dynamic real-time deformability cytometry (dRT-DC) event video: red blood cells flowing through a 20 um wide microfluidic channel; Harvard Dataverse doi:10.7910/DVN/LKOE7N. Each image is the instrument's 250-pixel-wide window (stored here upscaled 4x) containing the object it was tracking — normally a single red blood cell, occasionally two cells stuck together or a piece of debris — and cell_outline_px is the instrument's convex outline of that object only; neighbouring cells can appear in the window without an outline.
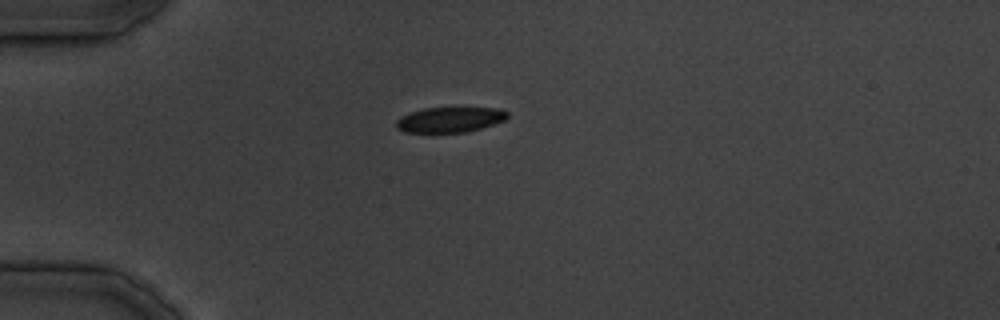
{"species": "common noctule bat (a hibernating species)", "species_latin": "Nyctalus noctula", "temperature_condition": "cold", "stored_images_in_passage": 14, "camera_frame_rate_fps": 3000, "um_per_image_px": 0.085, "animal": {"sex": "male", "body_mass_g": 19.5, "forearm_length_mm": 54.6}, "frame": {"image": 1, "passage_image": 1, "time_ms": 0.0, "image_size_px": [1000, 320], "cell_outline_px": [[508, 116], [504, 120], [468, 132], [404, 132], [396, 128], [396, 120], [400, 116], [408, 112], [424, 108], [456, 104], [500, 108], [508, 112]], "centroid_in_image_um": [38.25, 10.09], "position_along_channel_um": 46.7, "area_um2": 17.46}}
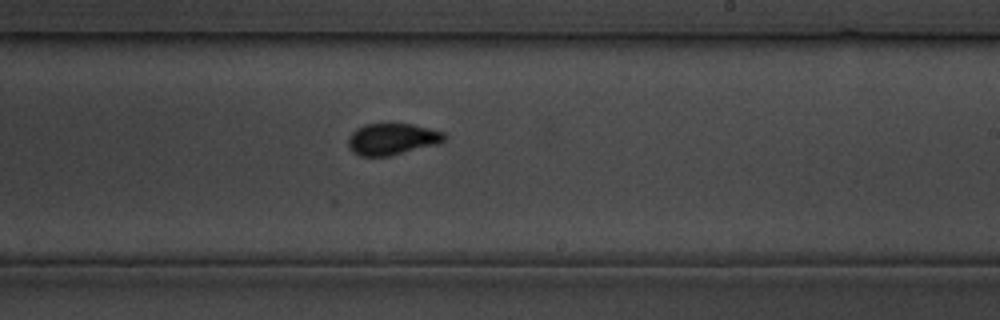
{"frame": {"image": 2, "passage_image": 14, "time_ms": 15.667, "image_size_px": [1000, 320], "cell_outline_px": [[444, 140], [440, 144], [388, 156], [360, 156], [352, 152], [348, 148], [348, 136], [356, 128], [364, 124], [412, 124], [444, 132]], "centroid_in_image_um": [33.3, 11.83], "position_along_channel_um": 255.7, "area_um2": 17.74}}